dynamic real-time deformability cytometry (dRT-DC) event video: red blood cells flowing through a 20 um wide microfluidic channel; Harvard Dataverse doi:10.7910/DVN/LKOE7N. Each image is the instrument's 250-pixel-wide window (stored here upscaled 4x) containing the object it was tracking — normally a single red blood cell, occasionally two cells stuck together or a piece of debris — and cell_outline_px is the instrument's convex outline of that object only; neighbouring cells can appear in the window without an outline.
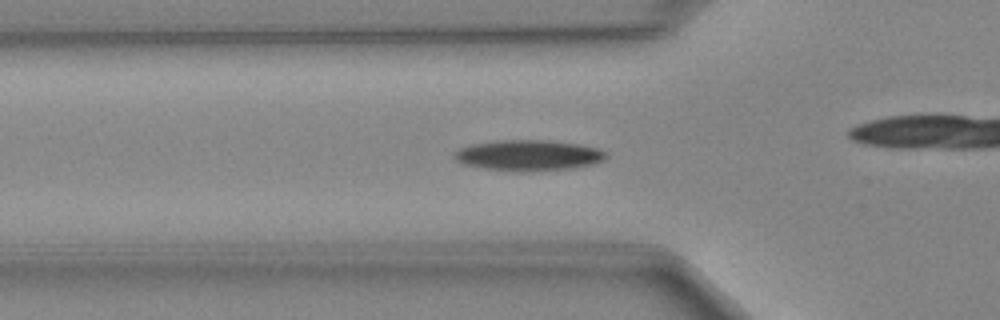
{"species": "Egyptian fruit bat (a non-hibernating species)", "species_latin": "Rousettus aegyptiacus", "temperature_condition": "cold", "stored_images_in_passage": 48, "camera_frame_rate_fps": 3000, "um_per_image_px": 0.085, "animal": {"sex": "female"}, "frame": {"image": 1, "passage_image": 15, "time_ms": 4.667, "image_size_px": [1000, 320], "cell_outline_px": [[608, 156], [604, 160], [592, 164], [572, 168], [484, 168], [464, 164], [456, 160], [452, 156], [452, 152], [460, 148], [472, 144], [492, 140], [548, 140], [580, 144], [596, 148], [604, 152]], "centroid_in_image_um": [44.89, 13.14], "position_along_channel_um": 80.9, "area_um2": 26.01}}
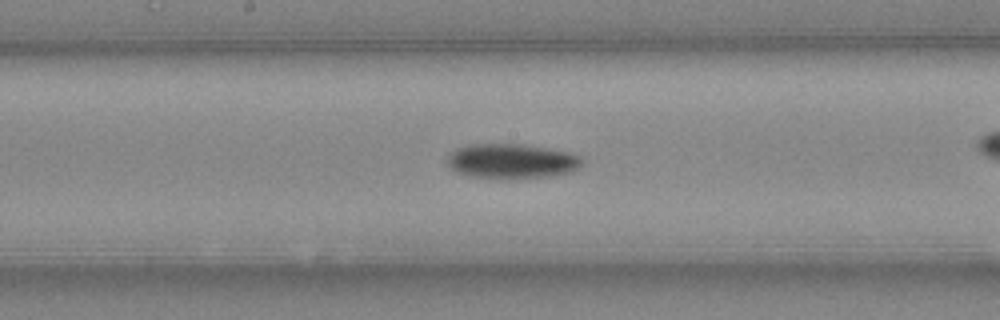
{"frame": {"image": 2, "passage_image": 24, "time_ms": 7.667, "image_size_px": [1000, 320], "cell_outline_px": [[584, 164], [572, 172], [548, 176], [472, 176], [456, 172], [448, 164], [448, 156], [456, 148], [472, 144], [524, 144], [568, 152], [580, 156], [584, 160]], "centroid_in_image_um": [43.54, 13.65], "position_along_channel_um": 204.7, "area_um2": 26.47}}
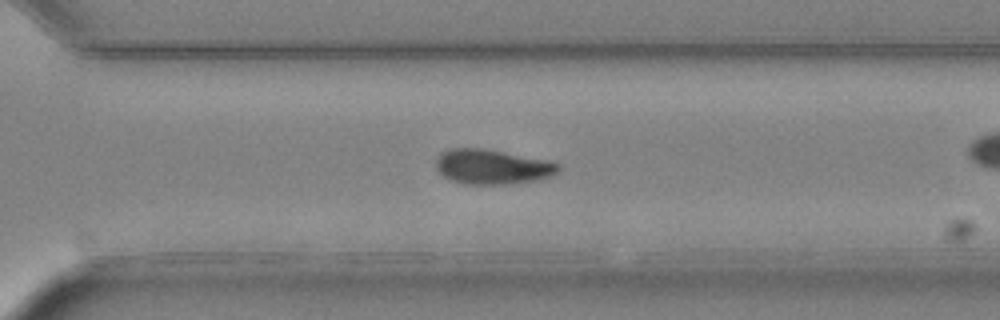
{"frame": {"image": 3, "passage_image": 33, "time_ms": 10.667, "image_size_px": [1000, 320], "cell_outline_px": [[560, 168], [552, 176], [540, 180], [508, 184], [464, 184], [452, 180], [444, 176], [436, 168], [436, 160], [444, 152], [452, 148], [484, 148], [552, 160], [560, 164]], "centroid_in_image_um": [41.92, 14.17], "position_along_channel_um": 328.7, "area_um2": 25.03}}